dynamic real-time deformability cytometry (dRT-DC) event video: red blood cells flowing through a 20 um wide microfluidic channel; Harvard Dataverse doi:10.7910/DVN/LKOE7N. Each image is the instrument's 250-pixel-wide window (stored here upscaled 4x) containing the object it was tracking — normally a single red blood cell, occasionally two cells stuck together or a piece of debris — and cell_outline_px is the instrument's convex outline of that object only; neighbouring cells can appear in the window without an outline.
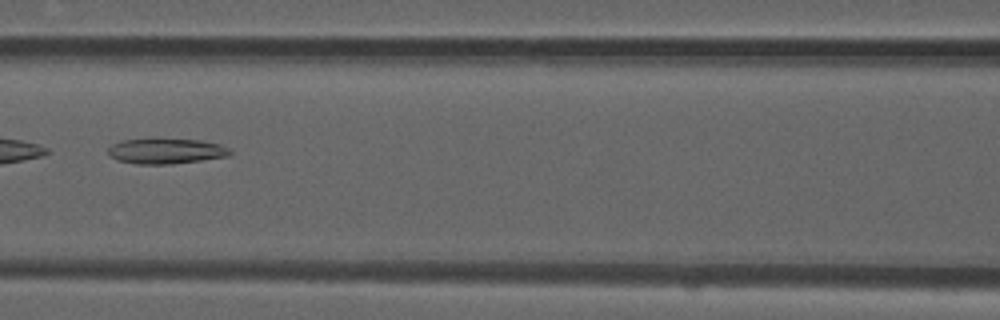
{"species": "common noctule bat (a hibernating species)", "species_latin": "Nyctalus noctula", "temperature_condition": "room temperature", "stored_images_in_passage": 7, "camera_frame_rate_fps": 3000, "um_per_image_px": 0.085, "animal": {"sex": "male", "forearm_length_mm": 52.5}, "frame": {"image": 1, "passage_image": 4, "time_ms": 1.0, "image_size_px": [1000, 320], "cell_outline_px": [[232, 152], [228, 156], [172, 164], [136, 164], [116, 160], [108, 152], [108, 148], [112, 144], [124, 140], [152, 136], [160, 136], [200, 140], [220, 144], [228, 148]], "centroid_in_image_um": [14.08, 12.79], "position_along_channel_um": 152.5, "area_um2": 18.79}}
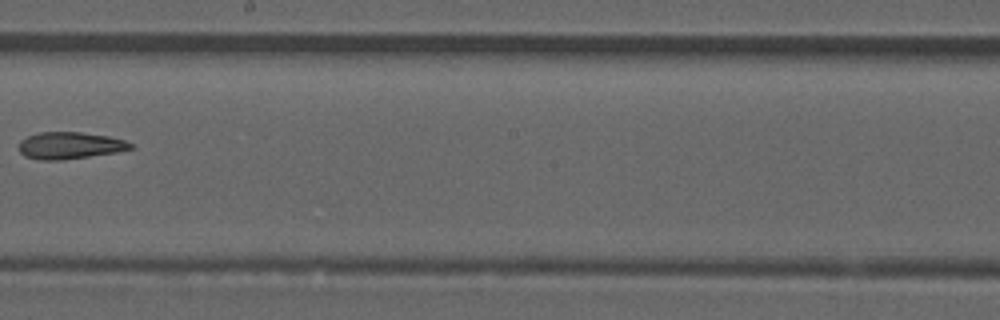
{"frame": {"image": 2, "passage_image": 6, "time_ms": 1.667, "image_size_px": [1000, 320], "cell_outline_px": [[136, 148], [116, 152], [60, 160], [40, 160], [24, 156], [20, 152], [20, 140], [28, 136], [40, 132], [80, 132], [108, 136], [124, 140], [132, 144]], "centroid_in_image_um": [5.94, 12.36], "position_along_channel_um": 242.3, "area_um2": 17.4}}
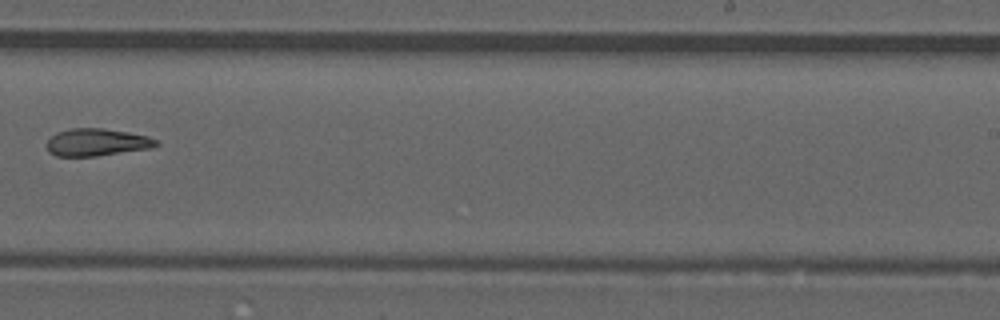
{"frame": {"image": 3, "passage_image": 7, "time_ms": 2.0, "image_size_px": [1000, 320], "cell_outline_px": [[160, 144], [152, 148], [96, 156], [56, 156], [48, 152], [48, 140], [56, 132], [68, 128], [104, 128], [128, 132], [148, 136], [156, 140]], "centroid_in_image_um": [8.23, 12.09], "position_along_channel_um": 280.8, "area_um2": 17.51}}